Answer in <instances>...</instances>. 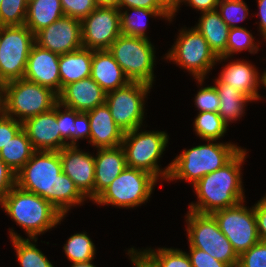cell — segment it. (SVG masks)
<instances>
[{
	"instance_id": "cell-1",
	"label": "cell",
	"mask_w": 266,
	"mask_h": 267,
	"mask_svg": "<svg viewBox=\"0 0 266 267\" xmlns=\"http://www.w3.org/2000/svg\"><path fill=\"white\" fill-rule=\"evenodd\" d=\"M16 185L41 196L63 216L72 205L81 204L85 200L73 180L62 172L59 151H35L16 173Z\"/></svg>"
},
{
	"instance_id": "cell-2",
	"label": "cell",
	"mask_w": 266,
	"mask_h": 267,
	"mask_svg": "<svg viewBox=\"0 0 266 267\" xmlns=\"http://www.w3.org/2000/svg\"><path fill=\"white\" fill-rule=\"evenodd\" d=\"M245 158L246 151L242 149L224 167L198 180L193 185L198 202L190 204L189 210L200 214H211L244 201L240 170Z\"/></svg>"
},
{
	"instance_id": "cell-3",
	"label": "cell",
	"mask_w": 266,
	"mask_h": 267,
	"mask_svg": "<svg viewBox=\"0 0 266 267\" xmlns=\"http://www.w3.org/2000/svg\"><path fill=\"white\" fill-rule=\"evenodd\" d=\"M0 205L35 242L38 234L55 227L64 217L47 200L17 185L0 201Z\"/></svg>"
},
{
	"instance_id": "cell-4",
	"label": "cell",
	"mask_w": 266,
	"mask_h": 267,
	"mask_svg": "<svg viewBox=\"0 0 266 267\" xmlns=\"http://www.w3.org/2000/svg\"><path fill=\"white\" fill-rule=\"evenodd\" d=\"M242 149L231 143H208L183 150L171 162L167 180L179 179L195 184L203 176L224 167Z\"/></svg>"
},
{
	"instance_id": "cell-5",
	"label": "cell",
	"mask_w": 266,
	"mask_h": 267,
	"mask_svg": "<svg viewBox=\"0 0 266 267\" xmlns=\"http://www.w3.org/2000/svg\"><path fill=\"white\" fill-rule=\"evenodd\" d=\"M139 129L140 127L124 133L121 146L125 151L127 167L146 171L157 180L160 175L163 179H167L171 164L163 171L157 164L168 143L167 133L163 131L139 132Z\"/></svg>"
},
{
	"instance_id": "cell-6",
	"label": "cell",
	"mask_w": 266,
	"mask_h": 267,
	"mask_svg": "<svg viewBox=\"0 0 266 267\" xmlns=\"http://www.w3.org/2000/svg\"><path fill=\"white\" fill-rule=\"evenodd\" d=\"M58 95L51 89L24 78L5 83L4 114L19 122L51 110Z\"/></svg>"
},
{
	"instance_id": "cell-7",
	"label": "cell",
	"mask_w": 266,
	"mask_h": 267,
	"mask_svg": "<svg viewBox=\"0 0 266 267\" xmlns=\"http://www.w3.org/2000/svg\"><path fill=\"white\" fill-rule=\"evenodd\" d=\"M108 50L130 81L152 86L155 51L148 39L121 34Z\"/></svg>"
},
{
	"instance_id": "cell-8",
	"label": "cell",
	"mask_w": 266,
	"mask_h": 267,
	"mask_svg": "<svg viewBox=\"0 0 266 267\" xmlns=\"http://www.w3.org/2000/svg\"><path fill=\"white\" fill-rule=\"evenodd\" d=\"M189 246L207 252L217 260L237 267L239 256L225 237L211 214H200L193 211L187 213Z\"/></svg>"
},
{
	"instance_id": "cell-9",
	"label": "cell",
	"mask_w": 266,
	"mask_h": 267,
	"mask_svg": "<svg viewBox=\"0 0 266 267\" xmlns=\"http://www.w3.org/2000/svg\"><path fill=\"white\" fill-rule=\"evenodd\" d=\"M35 35L26 25L0 27V81L24 77Z\"/></svg>"
},
{
	"instance_id": "cell-10",
	"label": "cell",
	"mask_w": 266,
	"mask_h": 267,
	"mask_svg": "<svg viewBox=\"0 0 266 267\" xmlns=\"http://www.w3.org/2000/svg\"><path fill=\"white\" fill-rule=\"evenodd\" d=\"M156 182L157 179L150 173L126 167L94 201L133 208L149 199Z\"/></svg>"
},
{
	"instance_id": "cell-11",
	"label": "cell",
	"mask_w": 266,
	"mask_h": 267,
	"mask_svg": "<svg viewBox=\"0 0 266 267\" xmlns=\"http://www.w3.org/2000/svg\"><path fill=\"white\" fill-rule=\"evenodd\" d=\"M179 34L166 58L190 71L202 85L207 72L216 64L215 61L218 62V56L195 27L183 29Z\"/></svg>"
},
{
	"instance_id": "cell-12",
	"label": "cell",
	"mask_w": 266,
	"mask_h": 267,
	"mask_svg": "<svg viewBox=\"0 0 266 267\" xmlns=\"http://www.w3.org/2000/svg\"><path fill=\"white\" fill-rule=\"evenodd\" d=\"M151 85L130 81L127 85L106 93L105 103L118 127L125 133L141 127L144 99Z\"/></svg>"
},
{
	"instance_id": "cell-13",
	"label": "cell",
	"mask_w": 266,
	"mask_h": 267,
	"mask_svg": "<svg viewBox=\"0 0 266 267\" xmlns=\"http://www.w3.org/2000/svg\"><path fill=\"white\" fill-rule=\"evenodd\" d=\"M243 202L211 213L238 256L260 241L254 207L247 209Z\"/></svg>"
},
{
	"instance_id": "cell-14",
	"label": "cell",
	"mask_w": 266,
	"mask_h": 267,
	"mask_svg": "<svg viewBox=\"0 0 266 267\" xmlns=\"http://www.w3.org/2000/svg\"><path fill=\"white\" fill-rule=\"evenodd\" d=\"M120 9L98 6L81 20L82 46L91 50H108L121 35Z\"/></svg>"
},
{
	"instance_id": "cell-15",
	"label": "cell",
	"mask_w": 266,
	"mask_h": 267,
	"mask_svg": "<svg viewBox=\"0 0 266 267\" xmlns=\"http://www.w3.org/2000/svg\"><path fill=\"white\" fill-rule=\"evenodd\" d=\"M35 44L59 55L82 48L81 20L62 16L35 34Z\"/></svg>"
},
{
	"instance_id": "cell-16",
	"label": "cell",
	"mask_w": 266,
	"mask_h": 267,
	"mask_svg": "<svg viewBox=\"0 0 266 267\" xmlns=\"http://www.w3.org/2000/svg\"><path fill=\"white\" fill-rule=\"evenodd\" d=\"M22 128L36 151H60L69 145L60 134L56 104L51 110L26 119Z\"/></svg>"
},
{
	"instance_id": "cell-17",
	"label": "cell",
	"mask_w": 266,
	"mask_h": 267,
	"mask_svg": "<svg viewBox=\"0 0 266 267\" xmlns=\"http://www.w3.org/2000/svg\"><path fill=\"white\" fill-rule=\"evenodd\" d=\"M62 172L69 176L79 191L94 201V156L68 145L59 151Z\"/></svg>"
},
{
	"instance_id": "cell-18",
	"label": "cell",
	"mask_w": 266,
	"mask_h": 267,
	"mask_svg": "<svg viewBox=\"0 0 266 267\" xmlns=\"http://www.w3.org/2000/svg\"><path fill=\"white\" fill-rule=\"evenodd\" d=\"M60 55L34 44L27 60L24 79L61 93L59 74Z\"/></svg>"
},
{
	"instance_id": "cell-19",
	"label": "cell",
	"mask_w": 266,
	"mask_h": 267,
	"mask_svg": "<svg viewBox=\"0 0 266 267\" xmlns=\"http://www.w3.org/2000/svg\"><path fill=\"white\" fill-rule=\"evenodd\" d=\"M106 92L91 77L66 85L58 95L62 106L87 112L105 103Z\"/></svg>"
},
{
	"instance_id": "cell-20",
	"label": "cell",
	"mask_w": 266,
	"mask_h": 267,
	"mask_svg": "<svg viewBox=\"0 0 266 267\" xmlns=\"http://www.w3.org/2000/svg\"><path fill=\"white\" fill-rule=\"evenodd\" d=\"M90 121V141L97 148H114L122 145L124 132L111 116L106 103L87 111Z\"/></svg>"
},
{
	"instance_id": "cell-21",
	"label": "cell",
	"mask_w": 266,
	"mask_h": 267,
	"mask_svg": "<svg viewBox=\"0 0 266 267\" xmlns=\"http://www.w3.org/2000/svg\"><path fill=\"white\" fill-rule=\"evenodd\" d=\"M94 200L127 167L125 151L122 146L98 148L94 157Z\"/></svg>"
},
{
	"instance_id": "cell-22",
	"label": "cell",
	"mask_w": 266,
	"mask_h": 267,
	"mask_svg": "<svg viewBox=\"0 0 266 267\" xmlns=\"http://www.w3.org/2000/svg\"><path fill=\"white\" fill-rule=\"evenodd\" d=\"M258 71L247 61L229 62L219 75V79L248 96L252 101L260 99L259 82L266 87V71L259 78Z\"/></svg>"
},
{
	"instance_id": "cell-23",
	"label": "cell",
	"mask_w": 266,
	"mask_h": 267,
	"mask_svg": "<svg viewBox=\"0 0 266 267\" xmlns=\"http://www.w3.org/2000/svg\"><path fill=\"white\" fill-rule=\"evenodd\" d=\"M91 78L106 93L123 87L130 82L109 50H93Z\"/></svg>"
},
{
	"instance_id": "cell-24",
	"label": "cell",
	"mask_w": 266,
	"mask_h": 267,
	"mask_svg": "<svg viewBox=\"0 0 266 267\" xmlns=\"http://www.w3.org/2000/svg\"><path fill=\"white\" fill-rule=\"evenodd\" d=\"M195 28L203 35L218 61L226 59V44L230 27L222 20L218 9L202 12Z\"/></svg>"
},
{
	"instance_id": "cell-25",
	"label": "cell",
	"mask_w": 266,
	"mask_h": 267,
	"mask_svg": "<svg viewBox=\"0 0 266 267\" xmlns=\"http://www.w3.org/2000/svg\"><path fill=\"white\" fill-rule=\"evenodd\" d=\"M93 50L80 48L61 54L59 57V74L62 89L73 82L91 77Z\"/></svg>"
},
{
	"instance_id": "cell-26",
	"label": "cell",
	"mask_w": 266,
	"mask_h": 267,
	"mask_svg": "<svg viewBox=\"0 0 266 267\" xmlns=\"http://www.w3.org/2000/svg\"><path fill=\"white\" fill-rule=\"evenodd\" d=\"M64 16L60 0H31L28 2L25 25L35 35Z\"/></svg>"
},
{
	"instance_id": "cell-27",
	"label": "cell",
	"mask_w": 266,
	"mask_h": 267,
	"mask_svg": "<svg viewBox=\"0 0 266 267\" xmlns=\"http://www.w3.org/2000/svg\"><path fill=\"white\" fill-rule=\"evenodd\" d=\"M215 81V88L220 99L218 114L228 126L230 121H235L242 116L244 105L252 100L229 84L223 83L219 78L215 79Z\"/></svg>"
},
{
	"instance_id": "cell-28",
	"label": "cell",
	"mask_w": 266,
	"mask_h": 267,
	"mask_svg": "<svg viewBox=\"0 0 266 267\" xmlns=\"http://www.w3.org/2000/svg\"><path fill=\"white\" fill-rule=\"evenodd\" d=\"M35 151L25 130L22 128L0 149V159L17 173L32 157Z\"/></svg>"
},
{
	"instance_id": "cell-29",
	"label": "cell",
	"mask_w": 266,
	"mask_h": 267,
	"mask_svg": "<svg viewBox=\"0 0 266 267\" xmlns=\"http://www.w3.org/2000/svg\"><path fill=\"white\" fill-rule=\"evenodd\" d=\"M132 11L129 14V10L121 11L120 10V28L121 34L128 36H135L148 39L145 33L146 22L145 18L148 16H159L166 18L168 21H171L172 15L167 10H148L144 8H128ZM134 12V13H133ZM144 19H143V18ZM144 21H143V20Z\"/></svg>"
},
{
	"instance_id": "cell-30",
	"label": "cell",
	"mask_w": 266,
	"mask_h": 267,
	"mask_svg": "<svg viewBox=\"0 0 266 267\" xmlns=\"http://www.w3.org/2000/svg\"><path fill=\"white\" fill-rule=\"evenodd\" d=\"M13 231L10 229V238L21 267H54L30 239H24Z\"/></svg>"
},
{
	"instance_id": "cell-31",
	"label": "cell",
	"mask_w": 266,
	"mask_h": 267,
	"mask_svg": "<svg viewBox=\"0 0 266 267\" xmlns=\"http://www.w3.org/2000/svg\"><path fill=\"white\" fill-rule=\"evenodd\" d=\"M196 134L206 141H216L226 133L227 125L215 112H199L194 121Z\"/></svg>"
},
{
	"instance_id": "cell-32",
	"label": "cell",
	"mask_w": 266,
	"mask_h": 267,
	"mask_svg": "<svg viewBox=\"0 0 266 267\" xmlns=\"http://www.w3.org/2000/svg\"><path fill=\"white\" fill-rule=\"evenodd\" d=\"M64 250L73 263L93 261L95 255V245L86 233L72 235L64 245Z\"/></svg>"
},
{
	"instance_id": "cell-33",
	"label": "cell",
	"mask_w": 266,
	"mask_h": 267,
	"mask_svg": "<svg viewBox=\"0 0 266 267\" xmlns=\"http://www.w3.org/2000/svg\"><path fill=\"white\" fill-rule=\"evenodd\" d=\"M159 267H192L186 252L180 249L158 248L143 250Z\"/></svg>"
},
{
	"instance_id": "cell-34",
	"label": "cell",
	"mask_w": 266,
	"mask_h": 267,
	"mask_svg": "<svg viewBox=\"0 0 266 267\" xmlns=\"http://www.w3.org/2000/svg\"><path fill=\"white\" fill-rule=\"evenodd\" d=\"M27 0H2L0 4V27L25 25Z\"/></svg>"
},
{
	"instance_id": "cell-35",
	"label": "cell",
	"mask_w": 266,
	"mask_h": 267,
	"mask_svg": "<svg viewBox=\"0 0 266 267\" xmlns=\"http://www.w3.org/2000/svg\"><path fill=\"white\" fill-rule=\"evenodd\" d=\"M252 34L241 26L230 28L226 44V58L231 54L247 50L250 53H257L258 46L253 42Z\"/></svg>"
},
{
	"instance_id": "cell-36",
	"label": "cell",
	"mask_w": 266,
	"mask_h": 267,
	"mask_svg": "<svg viewBox=\"0 0 266 267\" xmlns=\"http://www.w3.org/2000/svg\"><path fill=\"white\" fill-rule=\"evenodd\" d=\"M218 7L220 17L230 28L238 27L236 22L243 21L249 13L243 0H220Z\"/></svg>"
},
{
	"instance_id": "cell-37",
	"label": "cell",
	"mask_w": 266,
	"mask_h": 267,
	"mask_svg": "<svg viewBox=\"0 0 266 267\" xmlns=\"http://www.w3.org/2000/svg\"><path fill=\"white\" fill-rule=\"evenodd\" d=\"M60 107H65L63 112H61ZM75 118L76 110L62 106L60 102L56 103V120L60 127V134L65 141H71L68 142L69 145H75Z\"/></svg>"
},
{
	"instance_id": "cell-38",
	"label": "cell",
	"mask_w": 266,
	"mask_h": 267,
	"mask_svg": "<svg viewBox=\"0 0 266 267\" xmlns=\"http://www.w3.org/2000/svg\"><path fill=\"white\" fill-rule=\"evenodd\" d=\"M60 1L64 15L78 20H83L93 10H95L98 7L95 0H60Z\"/></svg>"
},
{
	"instance_id": "cell-39",
	"label": "cell",
	"mask_w": 266,
	"mask_h": 267,
	"mask_svg": "<svg viewBox=\"0 0 266 267\" xmlns=\"http://www.w3.org/2000/svg\"><path fill=\"white\" fill-rule=\"evenodd\" d=\"M237 267H266V242L260 240L242 253Z\"/></svg>"
},
{
	"instance_id": "cell-40",
	"label": "cell",
	"mask_w": 266,
	"mask_h": 267,
	"mask_svg": "<svg viewBox=\"0 0 266 267\" xmlns=\"http://www.w3.org/2000/svg\"><path fill=\"white\" fill-rule=\"evenodd\" d=\"M195 105L199 112L218 113L220 99L215 86L201 88L195 96Z\"/></svg>"
},
{
	"instance_id": "cell-41",
	"label": "cell",
	"mask_w": 266,
	"mask_h": 267,
	"mask_svg": "<svg viewBox=\"0 0 266 267\" xmlns=\"http://www.w3.org/2000/svg\"><path fill=\"white\" fill-rule=\"evenodd\" d=\"M16 119L5 114L0 115V149L22 129V122Z\"/></svg>"
},
{
	"instance_id": "cell-42",
	"label": "cell",
	"mask_w": 266,
	"mask_h": 267,
	"mask_svg": "<svg viewBox=\"0 0 266 267\" xmlns=\"http://www.w3.org/2000/svg\"><path fill=\"white\" fill-rule=\"evenodd\" d=\"M190 248V255L188 254L192 267H230L228 264L217 260L207 252L201 249Z\"/></svg>"
},
{
	"instance_id": "cell-43",
	"label": "cell",
	"mask_w": 266,
	"mask_h": 267,
	"mask_svg": "<svg viewBox=\"0 0 266 267\" xmlns=\"http://www.w3.org/2000/svg\"><path fill=\"white\" fill-rule=\"evenodd\" d=\"M16 185V173L0 159V201Z\"/></svg>"
},
{
	"instance_id": "cell-44",
	"label": "cell",
	"mask_w": 266,
	"mask_h": 267,
	"mask_svg": "<svg viewBox=\"0 0 266 267\" xmlns=\"http://www.w3.org/2000/svg\"><path fill=\"white\" fill-rule=\"evenodd\" d=\"M259 239L266 242V196L254 204Z\"/></svg>"
},
{
	"instance_id": "cell-45",
	"label": "cell",
	"mask_w": 266,
	"mask_h": 267,
	"mask_svg": "<svg viewBox=\"0 0 266 267\" xmlns=\"http://www.w3.org/2000/svg\"><path fill=\"white\" fill-rule=\"evenodd\" d=\"M75 130V145L79 138L90 139V121L87 112L76 111Z\"/></svg>"
},
{
	"instance_id": "cell-46",
	"label": "cell",
	"mask_w": 266,
	"mask_h": 267,
	"mask_svg": "<svg viewBox=\"0 0 266 267\" xmlns=\"http://www.w3.org/2000/svg\"><path fill=\"white\" fill-rule=\"evenodd\" d=\"M128 8H144L148 10H166L158 0H120L119 9Z\"/></svg>"
},
{
	"instance_id": "cell-47",
	"label": "cell",
	"mask_w": 266,
	"mask_h": 267,
	"mask_svg": "<svg viewBox=\"0 0 266 267\" xmlns=\"http://www.w3.org/2000/svg\"><path fill=\"white\" fill-rule=\"evenodd\" d=\"M128 255L135 267H159L144 251L138 252L131 248L128 250Z\"/></svg>"
},
{
	"instance_id": "cell-48",
	"label": "cell",
	"mask_w": 266,
	"mask_h": 267,
	"mask_svg": "<svg viewBox=\"0 0 266 267\" xmlns=\"http://www.w3.org/2000/svg\"><path fill=\"white\" fill-rule=\"evenodd\" d=\"M219 1L220 0H182V2L189 3V6L201 10V13L217 9Z\"/></svg>"
},
{
	"instance_id": "cell-49",
	"label": "cell",
	"mask_w": 266,
	"mask_h": 267,
	"mask_svg": "<svg viewBox=\"0 0 266 267\" xmlns=\"http://www.w3.org/2000/svg\"><path fill=\"white\" fill-rule=\"evenodd\" d=\"M259 14L260 15V32L263 38L266 40V0H258Z\"/></svg>"
},
{
	"instance_id": "cell-50",
	"label": "cell",
	"mask_w": 266,
	"mask_h": 267,
	"mask_svg": "<svg viewBox=\"0 0 266 267\" xmlns=\"http://www.w3.org/2000/svg\"><path fill=\"white\" fill-rule=\"evenodd\" d=\"M159 3L174 17L182 0H158Z\"/></svg>"
},
{
	"instance_id": "cell-51",
	"label": "cell",
	"mask_w": 266,
	"mask_h": 267,
	"mask_svg": "<svg viewBox=\"0 0 266 267\" xmlns=\"http://www.w3.org/2000/svg\"><path fill=\"white\" fill-rule=\"evenodd\" d=\"M120 0H95L98 6L117 7L119 9Z\"/></svg>"
},
{
	"instance_id": "cell-52",
	"label": "cell",
	"mask_w": 266,
	"mask_h": 267,
	"mask_svg": "<svg viewBox=\"0 0 266 267\" xmlns=\"http://www.w3.org/2000/svg\"><path fill=\"white\" fill-rule=\"evenodd\" d=\"M5 83L0 81V115L4 114Z\"/></svg>"
},
{
	"instance_id": "cell-53",
	"label": "cell",
	"mask_w": 266,
	"mask_h": 267,
	"mask_svg": "<svg viewBox=\"0 0 266 267\" xmlns=\"http://www.w3.org/2000/svg\"><path fill=\"white\" fill-rule=\"evenodd\" d=\"M71 267H96L92 264V261L87 262H75Z\"/></svg>"
}]
</instances>
